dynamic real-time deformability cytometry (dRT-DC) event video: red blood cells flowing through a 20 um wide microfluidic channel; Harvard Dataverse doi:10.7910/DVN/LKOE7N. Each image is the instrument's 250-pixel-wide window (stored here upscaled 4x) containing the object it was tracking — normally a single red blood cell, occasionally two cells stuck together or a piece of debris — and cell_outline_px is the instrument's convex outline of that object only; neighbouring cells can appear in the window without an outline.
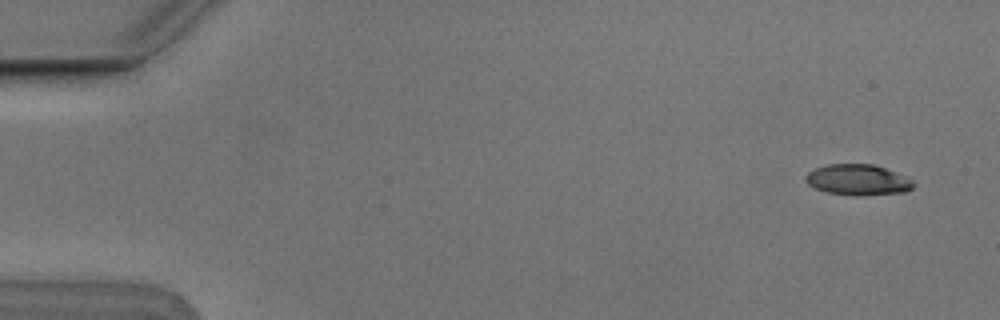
{"species": "Egyptian fruit bat (a non-hibernating species)", "species_latin": "Rousettus aegyptiacus", "temperature_condition": "cold", "stored_images_in_passage": 5, "camera_frame_rate_fps": 3000, "um_per_image_px": 0.085, "animal": {"sex": "male"}, "frame": {"image": 1, "passage_image": 1, "time_ms": 0.0, "image_size_px": [1000, 320], "cell_outline_px": [[916, 184], [908, 192], [828, 192], [816, 188], [808, 184], [804, 180], [804, 176], [808, 172], [816, 168], [828, 164], [872, 164], [896, 172], [912, 180]], "centroid_in_image_um": [72.9, 15.22], "position_along_channel_um": 12.1, "area_um2": 18.21}}
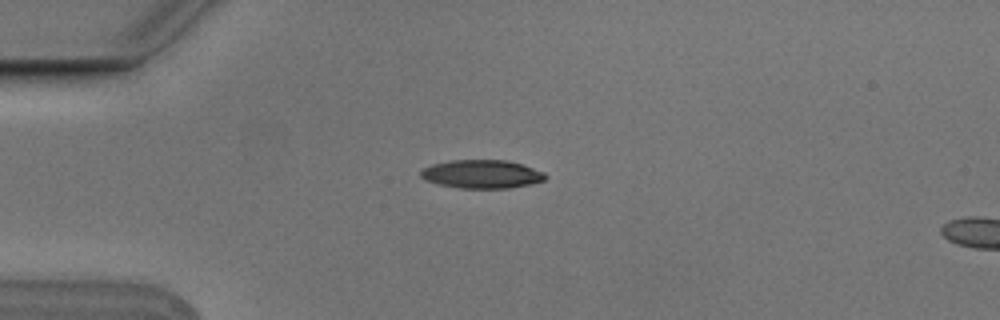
{"frame": {"image": 2, "passage_image": 4, "time_ms": 1.0, "image_size_px": [1000, 320], "cell_outline_px": [[548, 176], [544, 180], [532, 184], [508, 188], [460, 188], [436, 184], [424, 180], [420, 176], [420, 172], [424, 168], [432, 164], [448, 160], [504, 160], [520, 164], [544, 172]], "centroid_in_image_um": [40.92, 14.8], "position_along_channel_um": 44.1, "area_um2": 20.69}}